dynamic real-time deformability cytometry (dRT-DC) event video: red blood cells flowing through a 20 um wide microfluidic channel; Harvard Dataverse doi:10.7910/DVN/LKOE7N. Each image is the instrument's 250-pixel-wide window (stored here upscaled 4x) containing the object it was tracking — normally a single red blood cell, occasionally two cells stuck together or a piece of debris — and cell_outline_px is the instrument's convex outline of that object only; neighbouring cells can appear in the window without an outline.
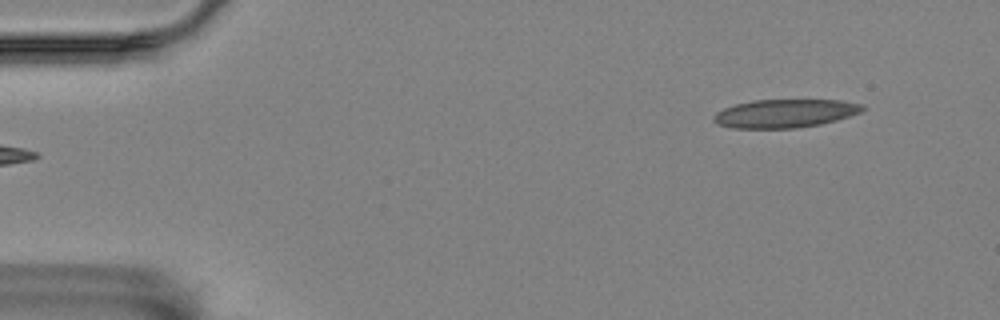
{"species": "Egyptian fruit bat (a non-hibernating species)", "species_latin": "Rousettus aegyptiacus", "temperature_condition": "room temperature", "stored_images_in_passage": 52, "camera_frame_rate_fps": 3000, "um_per_image_px": 0.085, "animal": {"sex": "female"}, "frame": {"image": 1, "passage_image": 1, "time_ms": 0.0, "image_size_px": [1000, 320], "cell_outline_px": [[868, 108], [860, 112], [836, 120], [820, 124], [796, 128], [732, 128], [716, 124], [712, 120], [712, 116], [716, 112], [724, 108], [736, 104], [752, 100], [840, 100], [864, 104]], "centroid_in_image_um": [66.71, 9.64], "position_along_channel_um": 18.3, "area_um2": 24.74}}
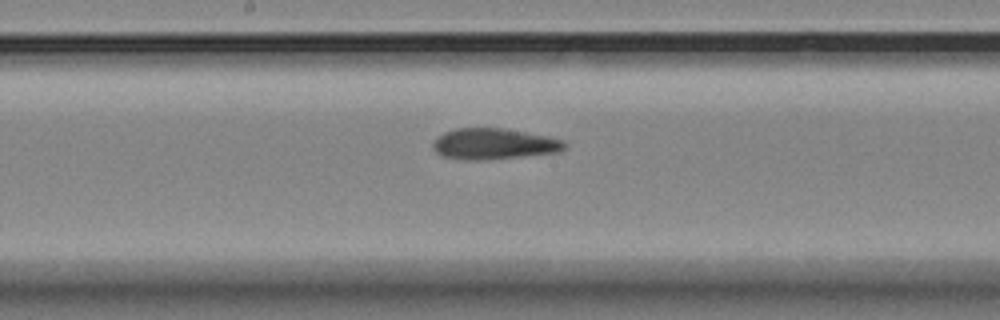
{"frame": {"image": 2, "passage_image": 25, "time_ms": 8.0, "image_size_px": [1000, 320], "cell_outline_px": [[568, 144], [560, 152], [480, 160], [464, 160], [444, 156], [436, 152], [432, 148], [432, 144], [444, 132], [456, 128], [504, 128], [548, 136], [564, 140]], "centroid_in_image_um": [42.0, 12.22], "position_along_channel_um": 206.2, "area_um2": 23.64}}
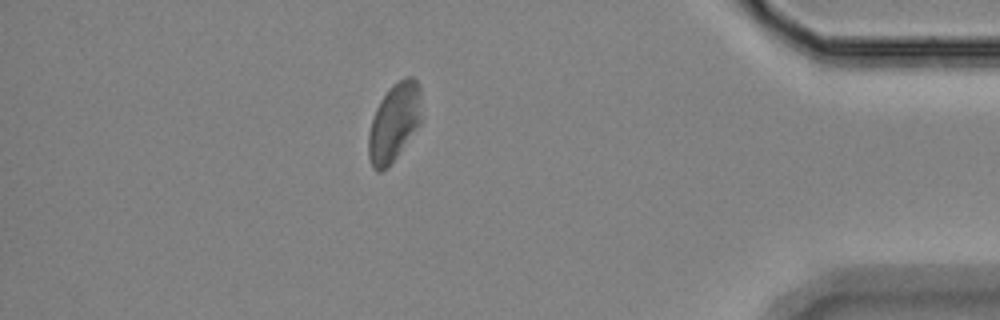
{"frame": {"image": 3, "passage_image": 45, "time_ms": 14.667, "image_size_px": [1000, 320], "cell_outline_px": [[420, 124], [388, 168], [380, 172], [376, 172], [372, 168], [368, 156], [368, 136], [372, 120], [376, 108], [380, 100], [388, 88], [392, 84], [408, 76], [412, 76], [416, 80], [420, 88]], "centroid_in_image_um": [33.48, 10.42], "position_along_channel_um": 401.7, "area_um2": 24.1}, "authors_computed_cell_mechanics": {"area_um2": 24.4494, "velocity_mm_per_s": 3.4969, "shape_relaxation_time_tau1_ms": null, "shape_relaxation_time_tau2_ms": 2.6831, "deformation_change_tau1": null, "deformation_change_tau2": 0.0885}}